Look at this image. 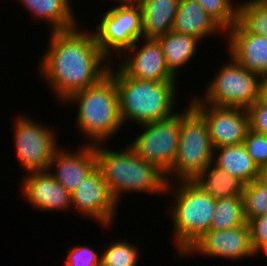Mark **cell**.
Segmentation results:
<instances>
[{
    "mask_svg": "<svg viewBox=\"0 0 267 266\" xmlns=\"http://www.w3.org/2000/svg\"><path fill=\"white\" fill-rule=\"evenodd\" d=\"M78 106L76 128L88 145L104 144L122 128L115 80L108 74L99 83L71 95L62 104Z\"/></svg>",
    "mask_w": 267,
    "mask_h": 266,
    "instance_id": "obj_4",
    "label": "cell"
},
{
    "mask_svg": "<svg viewBox=\"0 0 267 266\" xmlns=\"http://www.w3.org/2000/svg\"><path fill=\"white\" fill-rule=\"evenodd\" d=\"M109 75L115 80L123 125L156 122L168 118L174 111L177 81L137 80L127 76L119 67L111 68Z\"/></svg>",
    "mask_w": 267,
    "mask_h": 266,
    "instance_id": "obj_2",
    "label": "cell"
},
{
    "mask_svg": "<svg viewBox=\"0 0 267 266\" xmlns=\"http://www.w3.org/2000/svg\"><path fill=\"white\" fill-rule=\"evenodd\" d=\"M259 100L267 103V73L260 75Z\"/></svg>",
    "mask_w": 267,
    "mask_h": 266,
    "instance_id": "obj_33",
    "label": "cell"
},
{
    "mask_svg": "<svg viewBox=\"0 0 267 266\" xmlns=\"http://www.w3.org/2000/svg\"><path fill=\"white\" fill-rule=\"evenodd\" d=\"M172 31L202 39L226 31L195 0H180Z\"/></svg>",
    "mask_w": 267,
    "mask_h": 266,
    "instance_id": "obj_18",
    "label": "cell"
},
{
    "mask_svg": "<svg viewBox=\"0 0 267 266\" xmlns=\"http://www.w3.org/2000/svg\"><path fill=\"white\" fill-rule=\"evenodd\" d=\"M22 182V197L43 212L72 208L71 194L48 171L28 173Z\"/></svg>",
    "mask_w": 267,
    "mask_h": 266,
    "instance_id": "obj_16",
    "label": "cell"
},
{
    "mask_svg": "<svg viewBox=\"0 0 267 266\" xmlns=\"http://www.w3.org/2000/svg\"><path fill=\"white\" fill-rule=\"evenodd\" d=\"M142 39L137 40L120 56L118 67L127 76L137 80L178 81V77L166 65L159 42L156 39ZM140 41L143 44L141 46Z\"/></svg>",
    "mask_w": 267,
    "mask_h": 266,
    "instance_id": "obj_13",
    "label": "cell"
},
{
    "mask_svg": "<svg viewBox=\"0 0 267 266\" xmlns=\"http://www.w3.org/2000/svg\"><path fill=\"white\" fill-rule=\"evenodd\" d=\"M258 181H260L263 185H267V164L259 168Z\"/></svg>",
    "mask_w": 267,
    "mask_h": 266,
    "instance_id": "obj_35",
    "label": "cell"
},
{
    "mask_svg": "<svg viewBox=\"0 0 267 266\" xmlns=\"http://www.w3.org/2000/svg\"><path fill=\"white\" fill-rule=\"evenodd\" d=\"M93 147L97 168L117 203L122 193L166 195L165 175L154 165L138 157L129 146L117 151L101 144Z\"/></svg>",
    "mask_w": 267,
    "mask_h": 266,
    "instance_id": "obj_3",
    "label": "cell"
},
{
    "mask_svg": "<svg viewBox=\"0 0 267 266\" xmlns=\"http://www.w3.org/2000/svg\"><path fill=\"white\" fill-rule=\"evenodd\" d=\"M71 203L79 214L105 227L113 224L118 206L98 168L79 183L71 194Z\"/></svg>",
    "mask_w": 267,
    "mask_h": 266,
    "instance_id": "obj_12",
    "label": "cell"
},
{
    "mask_svg": "<svg viewBox=\"0 0 267 266\" xmlns=\"http://www.w3.org/2000/svg\"><path fill=\"white\" fill-rule=\"evenodd\" d=\"M31 16L48 22L50 31L71 30L79 26L70 0H18Z\"/></svg>",
    "mask_w": 267,
    "mask_h": 266,
    "instance_id": "obj_20",
    "label": "cell"
},
{
    "mask_svg": "<svg viewBox=\"0 0 267 266\" xmlns=\"http://www.w3.org/2000/svg\"><path fill=\"white\" fill-rule=\"evenodd\" d=\"M213 163L228 175L239 178L245 184L258 180L259 167L244 144L214 149Z\"/></svg>",
    "mask_w": 267,
    "mask_h": 266,
    "instance_id": "obj_19",
    "label": "cell"
},
{
    "mask_svg": "<svg viewBox=\"0 0 267 266\" xmlns=\"http://www.w3.org/2000/svg\"><path fill=\"white\" fill-rule=\"evenodd\" d=\"M168 69L177 77L178 69L187 65L196 53L199 39L170 31L158 38ZM184 65V66H183Z\"/></svg>",
    "mask_w": 267,
    "mask_h": 266,
    "instance_id": "obj_22",
    "label": "cell"
},
{
    "mask_svg": "<svg viewBox=\"0 0 267 266\" xmlns=\"http://www.w3.org/2000/svg\"><path fill=\"white\" fill-rule=\"evenodd\" d=\"M193 181L216 199L243 196L245 186L239 178L228 175L213 162L204 167Z\"/></svg>",
    "mask_w": 267,
    "mask_h": 266,
    "instance_id": "obj_23",
    "label": "cell"
},
{
    "mask_svg": "<svg viewBox=\"0 0 267 266\" xmlns=\"http://www.w3.org/2000/svg\"><path fill=\"white\" fill-rule=\"evenodd\" d=\"M96 168L97 158L93 145L83 144V146H77L76 151L73 150V152L62 147L58 148L47 171L72 194L79 183Z\"/></svg>",
    "mask_w": 267,
    "mask_h": 266,
    "instance_id": "obj_15",
    "label": "cell"
},
{
    "mask_svg": "<svg viewBox=\"0 0 267 266\" xmlns=\"http://www.w3.org/2000/svg\"><path fill=\"white\" fill-rule=\"evenodd\" d=\"M18 114L14 125V144L18 162L28 173L47 171L58 149L53 128Z\"/></svg>",
    "mask_w": 267,
    "mask_h": 266,
    "instance_id": "obj_9",
    "label": "cell"
},
{
    "mask_svg": "<svg viewBox=\"0 0 267 266\" xmlns=\"http://www.w3.org/2000/svg\"><path fill=\"white\" fill-rule=\"evenodd\" d=\"M119 3L118 6H137L140 7L145 0H115Z\"/></svg>",
    "mask_w": 267,
    "mask_h": 266,
    "instance_id": "obj_34",
    "label": "cell"
},
{
    "mask_svg": "<svg viewBox=\"0 0 267 266\" xmlns=\"http://www.w3.org/2000/svg\"><path fill=\"white\" fill-rule=\"evenodd\" d=\"M250 130L267 135V103L257 100L247 109Z\"/></svg>",
    "mask_w": 267,
    "mask_h": 266,
    "instance_id": "obj_32",
    "label": "cell"
},
{
    "mask_svg": "<svg viewBox=\"0 0 267 266\" xmlns=\"http://www.w3.org/2000/svg\"><path fill=\"white\" fill-rule=\"evenodd\" d=\"M102 251L101 266H136L140 260L137 246L127 241L110 242Z\"/></svg>",
    "mask_w": 267,
    "mask_h": 266,
    "instance_id": "obj_26",
    "label": "cell"
},
{
    "mask_svg": "<svg viewBox=\"0 0 267 266\" xmlns=\"http://www.w3.org/2000/svg\"><path fill=\"white\" fill-rule=\"evenodd\" d=\"M190 102L206 121L214 149L244 143L250 129L247 109L203 103L198 95Z\"/></svg>",
    "mask_w": 267,
    "mask_h": 266,
    "instance_id": "obj_11",
    "label": "cell"
},
{
    "mask_svg": "<svg viewBox=\"0 0 267 266\" xmlns=\"http://www.w3.org/2000/svg\"><path fill=\"white\" fill-rule=\"evenodd\" d=\"M117 5L118 3L103 13L96 30L92 31L101 51L110 60L115 57L112 54L117 53L120 57L137 40L143 38L140 7Z\"/></svg>",
    "mask_w": 267,
    "mask_h": 266,
    "instance_id": "obj_10",
    "label": "cell"
},
{
    "mask_svg": "<svg viewBox=\"0 0 267 266\" xmlns=\"http://www.w3.org/2000/svg\"><path fill=\"white\" fill-rule=\"evenodd\" d=\"M237 22L249 33L267 36V0L238 3Z\"/></svg>",
    "mask_w": 267,
    "mask_h": 266,
    "instance_id": "obj_25",
    "label": "cell"
},
{
    "mask_svg": "<svg viewBox=\"0 0 267 266\" xmlns=\"http://www.w3.org/2000/svg\"><path fill=\"white\" fill-rule=\"evenodd\" d=\"M226 33L229 55L250 72L267 73V36L249 33L238 22Z\"/></svg>",
    "mask_w": 267,
    "mask_h": 266,
    "instance_id": "obj_17",
    "label": "cell"
},
{
    "mask_svg": "<svg viewBox=\"0 0 267 266\" xmlns=\"http://www.w3.org/2000/svg\"><path fill=\"white\" fill-rule=\"evenodd\" d=\"M261 252L264 253L265 256H267V244L260 248L256 254H260Z\"/></svg>",
    "mask_w": 267,
    "mask_h": 266,
    "instance_id": "obj_36",
    "label": "cell"
},
{
    "mask_svg": "<svg viewBox=\"0 0 267 266\" xmlns=\"http://www.w3.org/2000/svg\"><path fill=\"white\" fill-rule=\"evenodd\" d=\"M165 194L175 196L170 218L173 219L172 236L180 258L210 230L216 198L193 180L167 182Z\"/></svg>",
    "mask_w": 267,
    "mask_h": 266,
    "instance_id": "obj_5",
    "label": "cell"
},
{
    "mask_svg": "<svg viewBox=\"0 0 267 266\" xmlns=\"http://www.w3.org/2000/svg\"><path fill=\"white\" fill-rule=\"evenodd\" d=\"M79 28L50 31L49 46L37 66L61 104L99 83L108 75L112 62L101 51L93 32Z\"/></svg>",
    "mask_w": 267,
    "mask_h": 266,
    "instance_id": "obj_1",
    "label": "cell"
},
{
    "mask_svg": "<svg viewBox=\"0 0 267 266\" xmlns=\"http://www.w3.org/2000/svg\"><path fill=\"white\" fill-rule=\"evenodd\" d=\"M243 199L246 222L267 213V185L258 180L245 184Z\"/></svg>",
    "mask_w": 267,
    "mask_h": 266,
    "instance_id": "obj_27",
    "label": "cell"
},
{
    "mask_svg": "<svg viewBox=\"0 0 267 266\" xmlns=\"http://www.w3.org/2000/svg\"><path fill=\"white\" fill-rule=\"evenodd\" d=\"M180 0H145L140 6L144 39H156L172 30Z\"/></svg>",
    "mask_w": 267,
    "mask_h": 266,
    "instance_id": "obj_21",
    "label": "cell"
},
{
    "mask_svg": "<svg viewBox=\"0 0 267 266\" xmlns=\"http://www.w3.org/2000/svg\"><path fill=\"white\" fill-rule=\"evenodd\" d=\"M213 153L207 123L188 103L187 109L180 112L178 151L170 172L165 176L167 182L194 180L204 167L213 162Z\"/></svg>",
    "mask_w": 267,
    "mask_h": 266,
    "instance_id": "obj_6",
    "label": "cell"
},
{
    "mask_svg": "<svg viewBox=\"0 0 267 266\" xmlns=\"http://www.w3.org/2000/svg\"><path fill=\"white\" fill-rule=\"evenodd\" d=\"M65 266H101V255L89 246L68 248Z\"/></svg>",
    "mask_w": 267,
    "mask_h": 266,
    "instance_id": "obj_29",
    "label": "cell"
},
{
    "mask_svg": "<svg viewBox=\"0 0 267 266\" xmlns=\"http://www.w3.org/2000/svg\"><path fill=\"white\" fill-rule=\"evenodd\" d=\"M195 1H197V3L226 32L237 22L238 4L237 2H233L234 0H195Z\"/></svg>",
    "mask_w": 267,
    "mask_h": 266,
    "instance_id": "obj_28",
    "label": "cell"
},
{
    "mask_svg": "<svg viewBox=\"0 0 267 266\" xmlns=\"http://www.w3.org/2000/svg\"><path fill=\"white\" fill-rule=\"evenodd\" d=\"M246 223L243 196L216 199L210 229H234L236 227H241Z\"/></svg>",
    "mask_w": 267,
    "mask_h": 266,
    "instance_id": "obj_24",
    "label": "cell"
},
{
    "mask_svg": "<svg viewBox=\"0 0 267 266\" xmlns=\"http://www.w3.org/2000/svg\"><path fill=\"white\" fill-rule=\"evenodd\" d=\"M192 253H197L202 257H217L234 261L257 255L251 245L250 230L247 223L234 229H210L183 257L186 258Z\"/></svg>",
    "mask_w": 267,
    "mask_h": 266,
    "instance_id": "obj_14",
    "label": "cell"
},
{
    "mask_svg": "<svg viewBox=\"0 0 267 266\" xmlns=\"http://www.w3.org/2000/svg\"><path fill=\"white\" fill-rule=\"evenodd\" d=\"M250 230L251 245L257 251L267 244V213L247 222Z\"/></svg>",
    "mask_w": 267,
    "mask_h": 266,
    "instance_id": "obj_31",
    "label": "cell"
},
{
    "mask_svg": "<svg viewBox=\"0 0 267 266\" xmlns=\"http://www.w3.org/2000/svg\"><path fill=\"white\" fill-rule=\"evenodd\" d=\"M199 99L214 106L248 109L259 99L260 75L250 72L231 55Z\"/></svg>",
    "mask_w": 267,
    "mask_h": 266,
    "instance_id": "obj_7",
    "label": "cell"
},
{
    "mask_svg": "<svg viewBox=\"0 0 267 266\" xmlns=\"http://www.w3.org/2000/svg\"><path fill=\"white\" fill-rule=\"evenodd\" d=\"M243 144L259 168L267 164V135L249 129Z\"/></svg>",
    "mask_w": 267,
    "mask_h": 266,
    "instance_id": "obj_30",
    "label": "cell"
},
{
    "mask_svg": "<svg viewBox=\"0 0 267 266\" xmlns=\"http://www.w3.org/2000/svg\"><path fill=\"white\" fill-rule=\"evenodd\" d=\"M140 127L142 133L128 144L135 154L154 165L165 176L170 172L176 159L180 134V113L158 120L144 123Z\"/></svg>",
    "mask_w": 267,
    "mask_h": 266,
    "instance_id": "obj_8",
    "label": "cell"
}]
</instances>
